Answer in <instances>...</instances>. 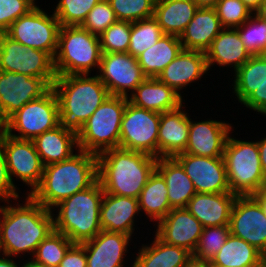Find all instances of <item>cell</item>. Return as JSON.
Masks as SVG:
<instances>
[{
    "mask_svg": "<svg viewBox=\"0 0 266 267\" xmlns=\"http://www.w3.org/2000/svg\"><path fill=\"white\" fill-rule=\"evenodd\" d=\"M22 198L24 201L20 200ZM1 204V253L22 258L21 260L24 257L32 258L37 246L54 230L51 210L43 207L30 195H23L21 198Z\"/></svg>",
    "mask_w": 266,
    "mask_h": 267,
    "instance_id": "1",
    "label": "cell"
},
{
    "mask_svg": "<svg viewBox=\"0 0 266 267\" xmlns=\"http://www.w3.org/2000/svg\"><path fill=\"white\" fill-rule=\"evenodd\" d=\"M97 179V155L79 149L64 161L44 166L39 185L29 195L51 210L64 199L90 187Z\"/></svg>",
    "mask_w": 266,
    "mask_h": 267,
    "instance_id": "2",
    "label": "cell"
},
{
    "mask_svg": "<svg viewBox=\"0 0 266 267\" xmlns=\"http://www.w3.org/2000/svg\"><path fill=\"white\" fill-rule=\"evenodd\" d=\"M157 159L120 147L106 150L97 156L98 181L104 193L139 198Z\"/></svg>",
    "mask_w": 266,
    "mask_h": 267,
    "instance_id": "3",
    "label": "cell"
},
{
    "mask_svg": "<svg viewBox=\"0 0 266 267\" xmlns=\"http://www.w3.org/2000/svg\"><path fill=\"white\" fill-rule=\"evenodd\" d=\"M52 89L59 103L60 125L77 135L110 95L96 74L56 76Z\"/></svg>",
    "mask_w": 266,
    "mask_h": 267,
    "instance_id": "4",
    "label": "cell"
},
{
    "mask_svg": "<svg viewBox=\"0 0 266 267\" xmlns=\"http://www.w3.org/2000/svg\"><path fill=\"white\" fill-rule=\"evenodd\" d=\"M104 190L98 179L88 188L64 199L51 209L54 230L74 244L93 239L102 229L100 206Z\"/></svg>",
    "mask_w": 266,
    "mask_h": 267,
    "instance_id": "5",
    "label": "cell"
},
{
    "mask_svg": "<svg viewBox=\"0 0 266 267\" xmlns=\"http://www.w3.org/2000/svg\"><path fill=\"white\" fill-rule=\"evenodd\" d=\"M101 57L99 36L80 25L61 26L53 58L56 76L97 74Z\"/></svg>",
    "mask_w": 266,
    "mask_h": 267,
    "instance_id": "6",
    "label": "cell"
},
{
    "mask_svg": "<svg viewBox=\"0 0 266 267\" xmlns=\"http://www.w3.org/2000/svg\"><path fill=\"white\" fill-rule=\"evenodd\" d=\"M234 132L229 133L223 152L230 190L237 196L254 195L266 186L257 139L242 140Z\"/></svg>",
    "mask_w": 266,
    "mask_h": 267,
    "instance_id": "7",
    "label": "cell"
},
{
    "mask_svg": "<svg viewBox=\"0 0 266 267\" xmlns=\"http://www.w3.org/2000/svg\"><path fill=\"white\" fill-rule=\"evenodd\" d=\"M128 101L126 97L109 95L78 133V148L97 156L118 148L121 120Z\"/></svg>",
    "mask_w": 266,
    "mask_h": 267,
    "instance_id": "8",
    "label": "cell"
},
{
    "mask_svg": "<svg viewBox=\"0 0 266 267\" xmlns=\"http://www.w3.org/2000/svg\"><path fill=\"white\" fill-rule=\"evenodd\" d=\"M60 125L59 103L51 88L42 97L26 103L7 120L5 133L21 140H33Z\"/></svg>",
    "mask_w": 266,
    "mask_h": 267,
    "instance_id": "9",
    "label": "cell"
},
{
    "mask_svg": "<svg viewBox=\"0 0 266 267\" xmlns=\"http://www.w3.org/2000/svg\"><path fill=\"white\" fill-rule=\"evenodd\" d=\"M41 7L36 5L19 17L5 33L27 48L45 51L54 58L61 24L53 12Z\"/></svg>",
    "mask_w": 266,
    "mask_h": 267,
    "instance_id": "10",
    "label": "cell"
},
{
    "mask_svg": "<svg viewBox=\"0 0 266 267\" xmlns=\"http://www.w3.org/2000/svg\"><path fill=\"white\" fill-rule=\"evenodd\" d=\"M159 124L160 113L128 101L121 120L119 147L158 158Z\"/></svg>",
    "mask_w": 266,
    "mask_h": 267,
    "instance_id": "11",
    "label": "cell"
},
{
    "mask_svg": "<svg viewBox=\"0 0 266 267\" xmlns=\"http://www.w3.org/2000/svg\"><path fill=\"white\" fill-rule=\"evenodd\" d=\"M0 71L56 79L53 58L47 52L27 48L6 33H0Z\"/></svg>",
    "mask_w": 266,
    "mask_h": 267,
    "instance_id": "12",
    "label": "cell"
},
{
    "mask_svg": "<svg viewBox=\"0 0 266 267\" xmlns=\"http://www.w3.org/2000/svg\"><path fill=\"white\" fill-rule=\"evenodd\" d=\"M0 145L5 154L12 183L17 187L15 180L21 181L28 187L26 188L28 190L22 194H31L39 185L44 171V164L33 141L16 139L2 132L0 133Z\"/></svg>",
    "mask_w": 266,
    "mask_h": 267,
    "instance_id": "13",
    "label": "cell"
},
{
    "mask_svg": "<svg viewBox=\"0 0 266 267\" xmlns=\"http://www.w3.org/2000/svg\"><path fill=\"white\" fill-rule=\"evenodd\" d=\"M110 95L128 98L146 78L137 58L128 52L102 53L96 74Z\"/></svg>",
    "mask_w": 266,
    "mask_h": 267,
    "instance_id": "14",
    "label": "cell"
},
{
    "mask_svg": "<svg viewBox=\"0 0 266 267\" xmlns=\"http://www.w3.org/2000/svg\"><path fill=\"white\" fill-rule=\"evenodd\" d=\"M230 233L253 245L266 257V215L253 196H237L230 217Z\"/></svg>",
    "mask_w": 266,
    "mask_h": 267,
    "instance_id": "15",
    "label": "cell"
},
{
    "mask_svg": "<svg viewBox=\"0 0 266 267\" xmlns=\"http://www.w3.org/2000/svg\"><path fill=\"white\" fill-rule=\"evenodd\" d=\"M55 79H41L20 73L0 71V107L8 119L26 103L42 97Z\"/></svg>",
    "mask_w": 266,
    "mask_h": 267,
    "instance_id": "16",
    "label": "cell"
},
{
    "mask_svg": "<svg viewBox=\"0 0 266 267\" xmlns=\"http://www.w3.org/2000/svg\"><path fill=\"white\" fill-rule=\"evenodd\" d=\"M174 158L190 177L197 193L231 192L223 157L181 153Z\"/></svg>",
    "mask_w": 266,
    "mask_h": 267,
    "instance_id": "17",
    "label": "cell"
},
{
    "mask_svg": "<svg viewBox=\"0 0 266 267\" xmlns=\"http://www.w3.org/2000/svg\"><path fill=\"white\" fill-rule=\"evenodd\" d=\"M132 239V236L123 233L101 230L93 239L82 243L87 267H129L126 262L128 259H134L132 256L127 258L131 249L130 243H134ZM130 267H133V261Z\"/></svg>",
    "mask_w": 266,
    "mask_h": 267,
    "instance_id": "18",
    "label": "cell"
},
{
    "mask_svg": "<svg viewBox=\"0 0 266 267\" xmlns=\"http://www.w3.org/2000/svg\"><path fill=\"white\" fill-rule=\"evenodd\" d=\"M229 121L207 118H191L188 142L184 153L204 157H223L224 147L229 133L235 128Z\"/></svg>",
    "mask_w": 266,
    "mask_h": 267,
    "instance_id": "19",
    "label": "cell"
},
{
    "mask_svg": "<svg viewBox=\"0 0 266 267\" xmlns=\"http://www.w3.org/2000/svg\"><path fill=\"white\" fill-rule=\"evenodd\" d=\"M154 234L163 242L185 248L192 254L203 232V225L186 209L172 210L156 225Z\"/></svg>",
    "mask_w": 266,
    "mask_h": 267,
    "instance_id": "20",
    "label": "cell"
},
{
    "mask_svg": "<svg viewBox=\"0 0 266 267\" xmlns=\"http://www.w3.org/2000/svg\"><path fill=\"white\" fill-rule=\"evenodd\" d=\"M208 70L206 55L203 51L182 49L177 57L158 75V79L172 88L184 99L183 89L193 86L206 77ZM192 83V84H191Z\"/></svg>",
    "mask_w": 266,
    "mask_h": 267,
    "instance_id": "21",
    "label": "cell"
},
{
    "mask_svg": "<svg viewBox=\"0 0 266 267\" xmlns=\"http://www.w3.org/2000/svg\"><path fill=\"white\" fill-rule=\"evenodd\" d=\"M99 216L101 229L104 231L123 233L134 237L137 234L135 230L137 228L140 230L136 225V222H139L137 219H141L142 216L138 198L104 193Z\"/></svg>",
    "mask_w": 266,
    "mask_h": 267,
    "instance_id": "22",
    "label": "cell"
},
{
    "mask_svg": "<svg viewBox=\"0 0 266 267\" xmlns=\"http://www.w3.org/2000/svg\"><path fill=\"white\" fill-rule=\"evenodd\" d=\"M183 103L177 109L160 113L158 158H174L184 153L188 142L190 114Z\"/></svg>",
    "mask_w": 266,
    "mask_h": 267,
    "instance_id": "23",
    "label": "cell"
},
{
    "mask_svg": "<svg viewBox=\"0 0 266 267\" xmlns=\"http://www.w3.org/2000/svg\"><path fill=\"white\" fill-rule=\"evenodd\" d=\"M205 55L208 70L211 71L216 65L222 69L227 67V70L232 68L229 70L232 73L251 57L235 28H224L205 51Z\"/></svg>",
    "mask_w": 266,
    "mask_h": 267,
    "instance_id": "24",
    "label": "cell"
},
{
    "mask_svg": "<svg viewBox=\"0 0 266 267\" xmlns=\"http://www.w3.org/2000/svg\"><path fill=\"white\" fill-rule=\"evenodd\" d=\"M236 197L232 192L196 193L186 209L203 227L229 225Z\"/></svg>",
    "mask_w": 266,
    "mask_h": 267,
    "instance_id": "25",
    "label": "cell"
},
{
    "mask_svg": "<svg viewBox=\"0 0 266 267\" xmlns=\"http://www.w3.org/2000/svg\"><path fill=\"white\" fill-rule=\"evenodd\" d=\"M153 240L131 254L133 267H188L193 262V255L185 248L169 245L152 234Z\"/></svg>",
    "mask_w": 266,
    "mask_h": 267,
    "instance_id": "26",
    "label": "cell"
},
{
    "mask_svg": "<svg viewBox=\"0 0 266 267\" xmlns=\"http://www.w3.org/2000/svg\"><path fill=\"white\" fill-rule=\"evenodd\" d=\"M128 100L134 106L158 113L177 109L185 103V99L157 77H146Z\"/></svg>",
    "mask_w": 266,
    "mask_h": 267,
    "instance_id": "27",
    "label": "cell"
},
{
    "mask_svg": "<svg viewBox=\"0 0 266 267\" xmlns=\"http://www.w3.org/2000/svg\"><path fill=\"white\" fill-rule=\"evenodd\" d=\"M223 29L214 8H198L179 37L182 48L205 52Z\"/></svg>",
    "mask_w": 266,
    "mask_h": 267,
    "instance_id": "28",
    "label": "cell"
},
{
    "mask_svg": "<svg viewBox=\"0 0 266 267\" xmlns=\"http://www.w3.org/2000/svg\"><path fill=\"white\" fill-rule=\"evenodd\" d=\"M32 141L44 166L64 161L79 150L77 134L61 125L45 131Z\"/></svg>",
    "mask_w": 266,
    "mask_h": 267,
    "instance_id": "29",
    "label": "cell"
},
{
    "mask_svg": "<svg viewBox=\"0 0 266 267\" xmlns=\"http://www.w3.org/2000/svg\"><path fill=\"white\" fill-rule=\"evenodd\" d=\"M156 170L166 181L170 207L186 208L197 192L181 164L175 158H158Z\"/></svg>",
    "mask_w": 266,
    "mask_h": 267,
    "instance_id": "30",
    "label": "cell"
},
{
    "mask_svg": "<svg viewBox=\"0 0 266 267\" xmlns=\"http://www.w3.org/2000/svg\"><path fill=\"white\" fill-rule=\"evenodd\" d=\"M198 8L194 0H156L153 18L164 34L180 37Z\"/></svg>",
    "mask_w": 266,
    "mask_h": 267,
    "instance_id": "31",
    "label": "cell"
},
{
    "mask_svg": "<svg viewBox=\"0 0 266 267\" xmlns=\"http://www.w3.org/2000/svg\"><path fill=\"white\" fill-rule=\"evenodd\" d=\"M167 194L166 181L155 169L138 198L141 215L144 213V217H147L144 219H149L150 224L153 222L152 225H156L172 210Z\"/></svg>",
    "mask_w": 266,
    "mask_h": 267,
    "instance_id": "32",
    "label": "cell"
},
{
    "mask_svg": "<svg viewBox=\"0 0 266 267\" xmlns=\"http://www.w3.org/2000/svg\"><path fill=\"white\" fill-rule=\"evenodd\" d=\"M182 49L178 36L164 34L153 46L137 57V62L146 77H158Z\"/></svg>",
    "mask_w": 266,
    "mask_h": 267,
    "instance_id": "33",
    "label": "cell"
},
{
    "mask_svg": "<svg viewBox=\"0 0 266 267\" xmlns=\"http://www.w3.org/2000/svg\"><path fill=\"white\" fill-rule=\"evenodd\" d=\"M265 258L253 245L230 233L222 248L208 265L210 267H255Z\"/></svg>",
    "mask_w": 266,
    "mask_h": 267,
    "instance_id": "34",
    "label": "cell"
},
{
    "mask_svg": "<svg viewBox=\"0 0 266 267\" xmlns=\"http://www.w3.org/2000/svg\"><path fill=\"white\" fill-rule=\"evenodd\" d=\"M230 91L238 104H242L264 81L266 78V56L255 55L238 68L234 73Z\"/></svg>",
    "mask_w": 266,
    "mask_h": 267,
    "instance_id": "35",
    "label": "cell"
},
{
    "mask_svg": "<svg viewBox=\"0 0 266 267\" xmlns=\"http://www.w3.org/2000/svg\"><path fill=\"white\" fill-rule=\"evenodd\" d=\"M230 235L229 225L204 227L194 251L193 262L208 264Z\"/></svg>",
    "mask_w": 266,
    "mask_h": 267,
    "instance_id": "36",
    "label": "cell"
},
{
    "mask_svg": "<svg viewBox=\"0 0 266 267\" xmlns=\"http://www.w3.org/2000/svg\"><path fill=\"white\" fill-rule=\"evenodd\" d=\"M164 35L157 21L152 17L131 22V35L128 53L137 58L153 46Z\"/></svg>",
    "mask_w": 266,
    "mask_h": 267,
    "instance_id": "37",
    "label": "cell"
},
{
    "mask_svg": "<svg viewBox=\"0 0 266 267\" xmlns=\"http://www.w3.org/2000/svg\"><path fill=\"white\" fill-rule=\"evenodd\" d=\"M74 243L64 234L53 230L38 246L32 259L49 267H58Z\"/></svg>",
    "mask_w": 266,
    "mask_h": 267,
    "instance_id": "38",
    "label": "cell"
},
{
    "mask_svg": "<svg viewBox=\"0 0 266 267\" xmlns=\"http://www.w3.org/2000/svg\"><path fill=\"white\" fill-rule=\"evenodd\" d=\"M235 29L251 56L264 54L266 50V21L254 13Z\"/></svg>",
    "mask_w": 266,
    "mask_h": 267,
    "instance_id": "39",
    "label": "cell"
},
{
    "mask_svg": "<svg viewBox=\"0 0 266 267\" xmlns=\"http://www.w3.org/2000/svg\"><path fill=\"white\" fill-rule=\"evenodd\" d=\"M100 0H57L53 13L61 26H79Z\"/></svg>",
    "mask_w": 266,
    "mask_h": 267,
    "instance_id": "40",
    "label": "cell"
},
{
    "mask_svg": "<svg viewBox=\"0 0 266 267\" xmlns=\"http://www.w3.org/2000/svg\"><path fill=\"white\" fill-rule=\"evenodd\" d=\"M117 20L136 22L152 18L156 0H108Z\"/></svg>",
    "mask_w": 266,
    "mask_h": 267,
    "instance_id": "41",
    "label": "cell"
},
{
    "mask_svg": "<svg viewBox=\"0 0 266 267\" xmlns=\"http://www.w3.org/2000/svg\"><path fill=\"white\" fill-rule=\"evenodd\" d=\"M130 35L131 22L117 20L99 36L102 53L128 52Z\"/></svg>",
    "mask_w": 266,
    "mask_h": 267,
    "instance_id": "42",
    "label": "cell"
},
{
    "mask_svg": "<svg viewBox=\"0 0 266 267\" xmlns=\"http://www.w3.org/2000/svg\"><path fill=\"white\" fill-rule=\"evenodd\" d=\"M214 9L224 28L241 26L254 14L242 0H219Z\"/></svg>",
    "mask_w": 266,
    "mask_h": 267,
    "instance_id": "43",
    "label": "cell"
},
{
    "mask_svg": "<svg viewBox=\"0 0 266 267\" xmlns=\"http://www.w3.org/2000/svg\"><path fill=\"white\" fill-rule=\"evenodd\" d=\"M117 21L116 15L108 0H100L88 13L82 28L100 36L110 25Z\"/></svg>",
    "mask_w": 266,
    "mask_h": 267,
    "instance_id": "44",
    "label": "cell"
},
{
    "mask_svg": "<svg viewBox=\"0 0 266 267\" xmlns=\"http://www.w3.org/2000/svg\"><path fill=\"white\" fill-rule=\"evenodd\" d=\"M37 4L38 0H0V33H5L14 21Z\"/></svg>",
    "mask_w": 266,
    "mask_h": 267,
    "instance_id": "45",
    "label": "cell"
},
{
    "mask_svg": "<svg viewBox=\"0 0 266 267\" xmlns=\"http://www.w3.org/2000/svg\"><path fill=\"white\" fill-rule=\"evenodd\" d=\"M19 186L16 187L10 178L4 151L0 145V203L6 201H13L23 197ZM21 195V196H20Z\"/></svg>",
    "mask_w": 266,
    "mask_h": 267,
    "instance_id": "46",
    "label": "cell"
},
{
    "mask_svg": "<svg viewBox=\"0 0 266 267\" xmlns=\"http://www.w3.org/2000/svg\"><path fill=\"white\" fill-rule=\"evenodd\" d=\"M241 106L258 113V115L266 116V78Z\"/></svg>",
    "mask_w": 266,
    "mask_h": 267,
    "instance_id": "47",
    "label": "cell"
},
{
    "mask_svg": "<svg viewBox=\"0 0 266 267\" xmlns=\"http://www.w3.org/2000/svg\"><path fill=\"white\" fill-rule=\"evenodd\" d=\"M87 257L82 244H73L58 267H87Z\"/></svg>",
    "mask_w": 266,
    "mask_h": 267,
    "instance_id": "48",
    "label": "cell"
},
{
    "mask_svg": "<svg viewBox=\"0 0 266 267\" xmlns=\"http://www.w3.org/2000/svg\"><path fill=\"white\" fill-rule=\"evenodd\" d=\"M257 145L259 149L261 168L266 179V136L265 134H264V137H261L260 140L257 139Z\"/></svg>",
    "mask_w": 266,
    "mask_h": 267,
    "instance_id": "49",
    "label": "cell"
},
{
    "mask_svg": "<svg viewBox=\"0 0 266 267\" xmlns=\"http://www.w3.org/2000/svg\"><path fill=\"white\" fill-rule=\"evenodd\" d=\"M21 266H22V261L19 260V258L6 256L3 254L0 255V267H21Z\"/></svg>",
    "mask_w": 266,
    "mask_h": 267,
    "instance_id": "50",
    "label": "cell"
},
{
    "mask_svg": "<svg viewBox=\"0 0 266 267\" xmlns=\"http://www.w3.org/2000/svg\"><path fill=\"white\" fill-rule=\"evenodd\" d=\"M253 196L258 200L266 215V186L259 190Z\"/></svg>",
    "mask_w": 266,
    "mask_h": 267,
    "instance_id": "51",
    "label": "cell"
},
{
    "mask_svg": "<svg viewBox=\"0 0 266 267\" xmlns=\"http://www.w3.org/2000/svg\"><path fill=\"white\" fill-rule=\"evenodd\" d=\"M199 8H214L219 0H194Z\"/></svg>",
    "mask_w": 266,
    "mask_h": 267,
    "instance_id": "52",
    "label": "cell"
},
{
    "mask_svg": "<svg viewBox=\"0 0 266 267\" xmlns=\"http://www.w3.org/2000/svg\"><path fill=\"white\" fill-rule=\"evenodd\" d=\"M243 3L254 13L259 9L263 0H242Z\"/></svg>",
    "mask_w": 266,
    "mask_h": 267,
    "instance_id": "53",
    "label": "cell"
},
{
    "mask_svg": "<svg viewBox=\"0 0 266 267\" xmlns=\"http://www.w3.org/2000/svg\"><path fill=\"white\" fill-rule=\"evenodd\" d=\"M23 260H22V266L21 267H49V266H46L44 264H41V263L34 261L32 258H29V259L24 258Z\"/></svg>",
    "mask_w": 266,
    "mask_h": 267,
    "instance_id": "54",
    "label": "cell"
},
{
    "mask_svg": "<svg viewBox=\"0 0 266 267\" xmlns=\"http://www.w3.org/2000/svg\"><path fill=\"white\" fill-rule=\"evenodd\" d=\"M255 14L260 17L262 20L266 21V0H263L259 9L255 12Z\"/></svg>",
    "mask_w": 266,
    "mask_h": 267,
    "instance_id": "55",
    "label": "cell"
},
{
    "mask_svg": "<svg viewBox=\"0 0 266 267\" xmlns=\"http://www.w3.org/2000/svg\"><path fill=\"white\" fill-rule=\"evenodd\" d=\"M7 118L5 117L1 107H0V133L5 132L7 126Z\"/></svg>",
    "mask_w": 266,
    "mask_h": 267,
    "instance_id": "56",
    "label": "cell"
},
{
    "mask_svg": "<svg viewBox=\"0 0 266 267\" xmlns=\"http://www.w3.org/2000/svg\"><path fill=\"white\" fill-rule=\"evenodd\" d=\"M188 267H210V266L205 263L192 262Z\"/></svg>",
    "mask_w": 266,
    "mask_h": 267,
    "instance_id": "57",
    "label": "cell"
},
{
    "mask_svg": "<svg viewBox=\"0 0 266 267\" xmlns=\"http://www.w3.org/2000/svg\"><path fill=\"white\" fill-rule=\"evenodd\" d=\"M255 267H266V258L262 260L257 266Z\"/></svg>",
    "mask_w": 266,
    "mask_h": 267,
    "instance_id": "58",
    "label": "cell"
}]
</instances>
